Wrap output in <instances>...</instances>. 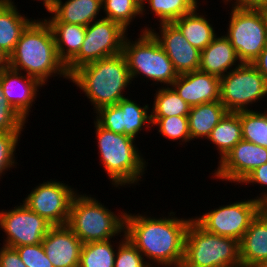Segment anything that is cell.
I'll return each mask as SVG.
<instances>
[{"mask_svg":"<svg viewBox=\"0 0 267 267\" xmlns=\"http://www.w3.org/2000/svg\"><path fill=\"white\" fill-rule=\"evenodd\" d=\"M168 214L163 218L129 212L125 215L126 237L153 267L180 266L184 260L186 230L193 217L178 219L176 213Z\"/></svg>","mask_w":267,"mask_h":267,"instance_id":"1","label":"cell"},{"mask_svg":"<svg viewBox=\"0 0 267 267\" xmlns=\"http://www.w3.org/2000/svg\"><path fill=\"white\" fill-rule=\"evenodd\" d=\"M8 67L24 71L44 86L52 76L70 80L65 64L58 57L52 29L44 18L34 19L22 32L8 57Z\"/></svg>","mask_w":267,"mask_h":267,"instance_id":"2","label":"cell"},{"mask_svg":"<svg viewBox=\"0 0 267 267\" xmlns=\"http://www.w3.org/2000/svg\"><path fill=\"white\" fill-rule=\"evenodd\" d=\"M69 81L85 93L95 112L125 98L123 94L132 83L123 53L79 67L70 75Z\"/></svg>","mask_w":267,"mask_h":267,"instance_id":"3","label":"cell"},{"mask_svg":"<svg viewBox=\"0 0 267 267\" xmlns=\"http://www.w3.org/2000/svg\"><path fill=\"white\" fill-rule=\"evenodd\" d=\"M94 125L100 162L110 183L120 188L125 185L130 187L134 184L135 186L139 181H143L141 178L147 170V165L135 144L136 140L103 128L95 120Z\"/></svg>","mask_w":267,"mask_h":267,"instance_id":"4","label":"cell"},{"mask_svg":"<svg viewBox=\"0 0 267 267\" xmlns=\"http://www.w3.org/2000/svg\"><path fill=\"white\" fill-rule=\"evenodd\" d=\"M119 214L106 208L92 195L78 192L71 204L67 226L83 244L107 241L125 233L126 210Z\"/></svg>","mask_w":267,"mask_h":267,"instance_id":"5","label":"cell"},{"mask_svg":"<svg viewBox=\"0 0 267 267\" xmlns=\"http://www.w3.org/2000/svg\"><path fill=\"white\" fill-rule=\"evenodd\" d=\"M126 35L123 42L124 54L131 80L138 76H144L153 84L171 86L177 79L171 60L161 47L159 41L150 31L141 32L135 41H131Z\"/></svg>","mask_w":267,"mask_h":267,"instance_id":"6","label":"cell"},{"mask_svg":"<svg viewBox=\"0 0 267 267\" xmlns=\"http://www.w3.org/2000/svg\"><path fill=\"white\" fill-rule=\"evenodd\" d=\"M238 262L239 241L208 232L191 220L186 230L183 267H223Z\"/></svg>","mask_w":267,"mask_h":267,"instance_id":"7","label":"cell"},{"mask_svg":"<svg viewBox=\"0 0 267 267\" xmlns=\"http://www.w3.org/2000/svg\"><path fill=\"white\" fill-rule=\"evenodd\" d=\"M227 33L242 63H250L267 45V12L265 9L231 6Z\"/></svg>","mask_w":267,"mask_h":267,"instance_id":"8","label":"cell"},{"mask_svg":"<svg viewBox=\"0 0 267 267\" xmlns=\"http://www.w3.org/2000/svg\"><path fill=\"white\" fill-rule=\"evenodd\" d=\"M267 97V81L250 63H242L220 77V102L228 112L249 110Z\"/></svg>","mask_w":267,"mask_h":267,"instance_id":"9","label":"cell"},{"mask_svg":"<svg viewBox=\"0 0 267 267\" xmlns=\"http://www.w3.org/2000/svg\"><path fill=\"white\" fill-rule=\"evenodd\" d=\"M119 23L99 18L86 26V34L79 53L66 65L71 75L79 67L103 58L122 53L123 42L127 35Z\"/></svg>","mask_w":267,"mask_h":267,"instance_id":"10","label":"cell"},{"mask_svg":"<svg viewBox=\"0 0 267 267\" xmlns=\"http://www.w3.org/2000/svg\"><path fill=\"white\" fill-rule=\"evenodd\" d=\"M260 212L261 202L251 198L219 206L193 219L208 232L240 241Z\"/></svg>","mask_w":267,"mask_h":267,"instance_id":"11","label":"cell"},{"mask_svg":"<svg viewBox=\"0 0 267 267\" xmlns=\"http://www.w3.org/2000/svg\"><path fill=\"white\" fill-rule=\"evenodd\" d=\"M77 193L68 184L50 179L32 188L23 203L52 226H62L68 223L71 204Z\"/></svg>","mask_w":267,"mask_h":267,"instance_id":"12","label":"cell"},{"mask_svg":"<svg viewBox=\"0 0 267 267\" xmlns=\"http://www.w3.org/2000/svg\"><path fill=\"white\" fill-rule=\"evenodd\" d=\"M0 211V228L6 235L4 246L19 247L42 243L52 225L24 203Z\"/></svg>","mask_w":267,"mask_h":267,"instance_id":"13","label":"cell"},{"mask_svg":"<svg viewBox=\"0 0 267 267\" xmlns=\"http://www.w3.org/2000/svg\"><path fill=\"white\" fill-rule=\"evenodd\" d=\"M149 105L140 106L128 96L117 104L105 106L96 112L95 121L103 128L114 133L127 135L136 140L137 135L144 128H151V114Z\"/></svg>","mask_w":267,"mask_h":267,"instance_id":"14","label":"cell"},{"mask_svg":"<svg viewBox=\"0 0 267 267\" xmlns=\"http://www.w3.org/2000/svg\"><path fill=\"white\" fill-rule=\"evenodd\" d=\"M267 163V148L242 139L218 162L216 179L240 184L254 169Z\"/></svg>","mask_w":267,"mask_h":267,"instance_id":"15","label":"cell"},{"mask_svg":"<svg viewBox=\"0 0 267 267\" xmlns=\"http://www.w3.org/2000/svg\"><path fill=\"white\" fill-rule=\"evenodd\" d=\"M144 27L141 32L150 31L153 34L178 75L199 70L201 51L188 42L174 23L159 24V33L152 27Z\"/></svg>","mask_w":267,"mask_h":267,"instance_id":"16","label":"cell"},{"mask_svg":"<svg viewBox=\"0 0 267 267\" xmlns=\"http://www.w3.org/2000/svg\"><path fill=\"white\" fill-rule=\"evenodd\" d=\"M171 87L190 107L220 100V77L199 70L179 74Z\"/></svg>","mask_w":267,"mask_h":267,"instance_id":"17","label":"cell"},{"mask_svg":"<svg viewBox=\"0 0 267 267\" xmlns=\"http://www.w3.org/2000/svg\"><path fill=\"white\" fill-rule=\"evenodd\" d=\"M23 73V74H22ZM0 85L7 101L27 121L42 85L34 77L7 67L0 77Z\"/></svg>","mask_w":267,"mask_h":267,"instance_id":"18","label":"cell"},{"mask_svg":"<svg viewBox=\"0 0 267 267\" xmlns=\"http://www.w3.org/2000/svg\"><path fill=\"white\" fill-rule=\"evenodd\" d=\"M53 267H78L83 243L67 225L52 226L42 241Z\"/></svg>","mask_w":267,"mask_h":267,"instance_id":"19","label":"cell"},{"mask_svg":"<svg viewBox=\"0 0 267 267\" xmlns=\"http://www.w3.org/2000/svg\"><path fill=\"white\" fill-rule=\"evenodd\" d=\"M218 36L201 51L199 71L222 77L242 62L229 39L225 35Z\"/></svg>","mask_w":267,"mask_h":267,"instance_id":"20","label":"cell"},{"mask_svg":"<svg viewBox=\"0 0 267 267\" xmlns=\"http://www.w3.org/2000/svg\"><path fill=\"white\" fill-rule=\"evenodd\" d=\"M102 0H57L55 7L49 12L52 14L45 18L46 22H66L88 26L97 19L102 10Z\"/></svg>","mask_w":267,"mask_h":267,"instance_id":"21","label":"cell"},{"mask_svg":"<svg viewBox=\"0 0 267 267\" xmlns=\"http://www.w3.org/2000/svg\"><path fill=\"white\" fill-rule=\"evenodd\" d=\"M240 261L252 266L267 260V217L260 212L239 241Z\"/></svg>","mask_w":267,"mask_h":267,"instance_id":"22","label":"cell"},{"mask_svg":"<svg viewBox=\"0 0 267 267\" xmlns=\"http://www.w3.org/2000/svg\"><path fill=\"white\" fill-rule=\"evenodd\" d=\"M12 0L0 1V49L9 57L22 32L33 21L20 14Z\"/></svg>","mask_w":267,"mask_h":267,"instance_id":"23","label":"cell"},{"mask_svg":"<svg viewBox=\"0 0 267 267\" xmlns=\"http://www.w3.org/2000/svg\"><path fill=\"white\" fill-rule=\"evenodd\" d=\"M227 112L220 100L192 106L188 114L191 141L207 139Z\"/></svg>","mask_w":267,"mask_h":267,"instance_id":"24","label":"cell"},{"mask_svg":"<svg viewBox=\"0 0 267 267\" xmlns=\"http://www.w3.org/2000/svg\"><path fill=\"white\" fill-rule=\"evenodd\" d=\"M52 29L59 59L65 66L79 53L86 26L66 22H47Z\"/></svg>","mask_w":267,"mask_h":267,"instance_id":"25","label":"cell"},{"mask_svg":"<svg viewBox=\"0 0 267 267\" xmlns=\"http://www.w3.org/2000/svg\"><path fill=\"white\" fill-rule=\"evenodd\" d=\"M198 9L199 6L173 23L192 46L202 51L213 41L217 33H215L216 31L210 23V19L205 17L207 15H199Z\"/></svg>","mask_w":267,"mask_h":267,"instance_id":"26","label":"cell"},{"mask_svg":"<svg viewBox=\"0 0 267 267\" xmlns=\"http://www.w3.org/2000/svg\"><path fill=\"white\" fill-rule=\"evenodd\" d=\"M242 137V126L238 112H227L211 131L209 140L218 150L221 161L238 144Z\"/></svg>","mask_w":267,"mask_h":267,"instance_id":"27","label":"cell"},{"mask_svg":"<svg viewBox=\"0 0 267 267\" xmlns=\"http://www.w3.org/2000/svg\"><path fill=\"white\" fill-rule=\"evenodd\" d=\"M155 94L150 111L151 118L188 117L191 107L180 98L171 86H160Z\"/></svg>","mask_w":267,"mask_h":267,"instance_id":"28","label":"cell"},{"mask_svg":"<svg viewBox=\"0 0 267 267\" xmlns=\"http://www.w3.org/2000/svg\"><path fill=\"white\" fill-rule=\"evenodd\" d=\"M111 240L83 244L78 267H114L117 246Z\"/></svg>","mask_w":267,"mask_h":267,"instance_id":"29","label":"cell"},{"mask_svg":"<svg viewBox=\"0 0 267 267\" xmlns=\"http://www.w3.org/2000/svg\"><path fill=\"white\" fill-rule=\"evenodd\" d=\"M244 140L267 148V111H239Z\"/></svg>","mask_w":267,"mask_h":267,"instance_id":"30","label":"cell"},{"mask_svg":"<svg viewBox=\"0 0 267 267\" xmlns=\"http://www.w3.org/2000/svg\"><path fill=\"white\" fill-rule=\"evenodd\" d=\"M148 9L155 14L159 23H173L198 7V0H146Z\"/></svg>","mask_w":267,"mask_h":267,"instance_id":"31","label":"cell"},{"mask_svg":"<svg viewBox=\"0 0 267 267\" xmlns=\"http://www.w3.org/2000/svg\"><path fill=\"white\" fill-rule=\"evenodd\" d=\"M102 9L103 18L119 23L125 30L136 16H141V8L133 0H102Z\"/></svg>","mask_w":267,"mask_h":267,"instance_id":"32","label":"cell"},{"mask_svg":"<svg viewBox=\"0 0 267 267\" xmlns=\"http://www.w3.org/2000/svg\"><path fill=\"white\" fill-rule=\"evenodd\" d=\"M152 127L157 126L159 134L170 141L182 142L180 145L191 141L188 117L173 116L166 118H151Z\"/></svg>","mask_w":267,"mask_h":267,"instance_id":"33","label":"cell"},{"mask_svg":"<svg viewBox=\"0 0 267 267\" xmlns=\"http://www.w3.org/2000/svg\"><path fill=\"white\" fill-rule=\"evenodd\" d=\"M114 267H150L142 253L129 241L125 233L119 235Z\"/></svg>","mask_w":267,"mask_h":267,"instance_id":"34","label":"cell"},{"mask_svg":"<svg viewBox=\"0 0 267 267\" xmlns=\"http://www.w3.org/2000/svg\"><path fill=\"white\" fill-rule=\"evenodd\" d=\"M26 122L7 101L0 85V133H21Z\"/></svg>","mask_w":267,"mask_h":267,"instance_id":"35","label":"cell"},{"mask_svg":"<svg viewBox=\"0 0 267 267\" xmlns=\"http://www.w3.org/2000/svg\"><path fill=\"white\" fill-rule=\"evenodd\" d=\"M22 133H0V179L16 164L15 152Z\"/></svg>","mask_w":267,"mask_h":267,"instance_id":"36","label":"cell"},{"mask_svg":"<svg viewBox=\"0 0 267 267\" xmlns=\"http://www.w3.org/2000/svg\"><path fill=\"white\" fill-rule=\"evenodd\" d=\"M27 267H53L41 243L14 247Z\"/></svg>","mask_w":267,"mask_h":267,"instance_id":"37","label":"cell"},{"mask_svg":"<svg viewBox=\"0 0 267 267\" xmlns=\"http://www.w3.org/2000/svg\"><path fill=\"white\" fill-rule=\"evenodd\" d=\"M259 184L262 187L267 186V163L254 169L240 184ZM266 191V192H264ZM260 196L255 197L256 200L263 202L267 200V190L265 189Z\"/></svg>","mask_w":267,"mask_h":267,"instance_id":"38","label":"cell"},{"mask_svg":"<svg viewBox=\"0 0 267 267\" xmlns=\"http://www.w3.org/2000/svg\"><path fill=\"white\" fill-rule=\"evenodd\" d=\"M0 267H27L21 260L15 248L4 246L0 248Z\"/></svg>","mask_w":267,"mask_h":267,"instance_id":"39","label":"cell"},{"mask_svg":"<svg viewBox=\"0 0 267 267\" xmlns=\"http://www.w3.org/2000/svg\"><path fill=\"white\" fill-rule=\"evenodd\" d=\"M235 1V2H234ZM227 0L225 5H228V2H232L231 5L239 8H252V9H267V0ZM227 3V4H226Z\"/></svg>","mask_w":267,"mask_h":267,"instance_id":"40","label":"cell"},{"mask_svg":"<svg viewBox=\"0 0 267 267\" xmlns=\"http://www.w3.org/2000/svg\"><path fill=\"white\" fill-rule=\"evenodd\" d=\"M252 65L260 72L267 81V45L260 52L258 57L253 61Z\"/></svg>","mask_w":267,"mask_h":267,"instance_id":"41","label":"cell"},{"mask_svg":"<svg viewBox=\"0 0 267 267\" xmlns=\"http://www.w3.org/2000/svg\"><path fill=\"white\" fill-rule=\"evenodd\" d=\"M43 2L45 9L50 12L56 5L57 0H38Z\"/></svg>","mask_w":267,"mask_h":267,"instance_id":"42","label":"cell"},{"mask_svg":"<svg viewBox=\"0 0 267 267\" xmlns=\"http://www.w3.org/2000/svg\"><path fill=\"white\" fill-rule=\"evenodd\" d=\"M140 8H141V17L145 15L147 12H145L146 9V0H133ZM145 12V13H144Z\"/></svg>","mask_w":267,"mask_h":267,"instance_id":"43","label":"cell"},{"mask_svg":"<svg viewBox=\"0 0 267 267\" xmlns=\"http://www.w3.org/2000/svg\"><path fill=\"white\" fill-rule=\"evenodd\" d=\"M8 67V60H0V77L3 71Z\"/></svg>","mask_w":267,"mask_h":267,"instance_id":"44","label":"cell"},{"mask_svg":"<svg viewBox=\"0 0 267 267\" xmlns=\"http://www.w3.org/2000/svg\"><path fill=\"white\" fill-rule=\"evenodd\" d=\"M223 267H256V266H252V265H247L243 262H238V263H235V264H231V265H226V266H223Z\"/></svg>","mask_w":267,"mask_h":267,"instance_id":"45","label":"cell"},{"mask_svg":"<svg viewBox=\"0 0 267 267\" xmlns=\"http://www.w3.org/2000/svg\"><path fill=\"white\" fill-rule=\"evenodd\" d=\"M261 212L267 217V200L261 202Z\"/></svg>","mask_w":267,"mask_h":267,"instance_id":"46","label":"cell"},{"mask_svg":"<svg viewBox=\"0 0 267 267\" xmlns=\"http://www.w3.org/2000/svg\"><path fill=\"white\" fill-rule=\"evenodd\" d=\"M0 60H8V57L0 49Z\"/></svg>","mask_w":267,"mask_h":267,"instance_id":"47","label":"cell"},{"mask_svg":"<svg viewBox=\"0 0 267 267\" xmlns=\"http://www.w3.org/2000/svg\"><path fill=\"white\" fill-rule=\"evenodd\" d=\"M256 267H267V260L260 262Z\"/></svg>","mask_w":267,"mask_h":267,"instance_id":"48","label":"cell"}]
</instances>
